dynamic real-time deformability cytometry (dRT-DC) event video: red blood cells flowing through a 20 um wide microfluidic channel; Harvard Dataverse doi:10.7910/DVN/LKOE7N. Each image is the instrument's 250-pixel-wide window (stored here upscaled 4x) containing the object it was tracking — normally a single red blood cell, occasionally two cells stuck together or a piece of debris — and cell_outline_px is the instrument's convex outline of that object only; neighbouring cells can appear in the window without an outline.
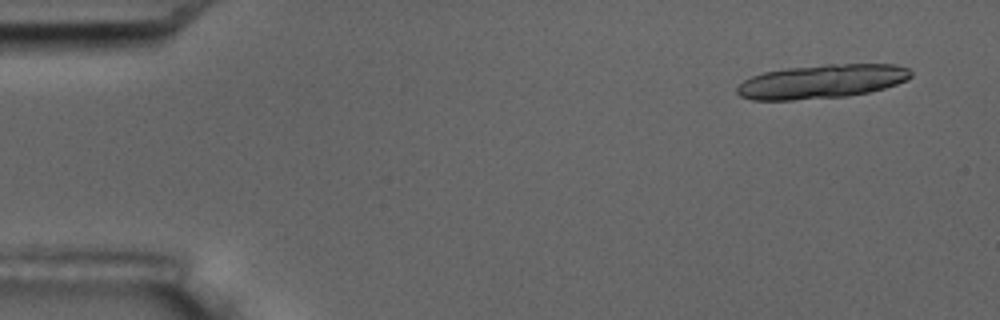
{"species": "common noctule bat (a hibernating species)", "species_latin": "Nyctalus noctula", "temperature_condition": "room temperature", "stored_images_in_passage": 8, "camera_frame_rate_fps": 3000, "um_per_image_px": 0.085, "animal": {"sex": "male", "body_mass_g": 17.5, "forearm_length_mm": 52.3}, "frame": {"image": 1, "passage_image": 2, "time_ms": 1.0, "image_size_px": [1000, 320], "cell_outline_px": [[912, 76], [908, 80], [884, 88], [868, 92], [848, 96], [792, 100], [752, 100], [740, 96], [736, 92], [736, 88], [744, 80], [752, 76], [764, 72], [788, 68], [824, 64], [896, 64], [908, 68], [912, 72]], "centroid_in_image_um": [69.86, 6.92], "position_along_channel_um": 15.1, "area_um2": 34.45}}